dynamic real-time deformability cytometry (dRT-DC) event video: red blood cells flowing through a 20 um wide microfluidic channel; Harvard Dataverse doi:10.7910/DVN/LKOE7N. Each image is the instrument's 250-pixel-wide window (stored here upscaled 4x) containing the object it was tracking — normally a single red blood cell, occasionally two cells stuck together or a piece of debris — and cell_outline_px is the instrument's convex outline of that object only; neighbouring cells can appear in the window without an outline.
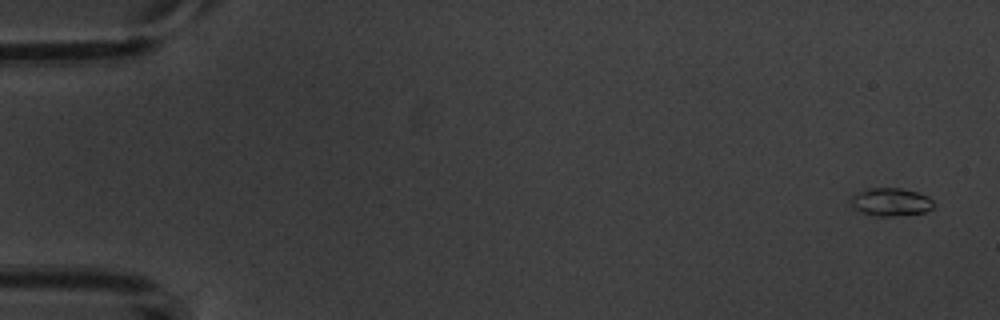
{"species": "common noctule bat (a hibernating species)", "species_latin": "Nyctalus noctula", "temperature_condition": "warm", "stored_images_in_passage": 5, "camera_frame_rate_fps": 3000, "um_per_image_px": 0.085, "animal": {"sex": "male", "body_mass_g": 20.1, "forearm_length_mm": 53.5}, "frame": {"image": 1, "passage_image": 1, "time_ms": 0.0, "image_size_px": [1000, 320], "cell_outline_px": [[932, 208], [924, 212], [892, 216], [872, 216], [860, 212], [852, 204], [852, 196], [856, 192], [868, 188], [900, 188], [920, 192], [928, 196], [932, 200]], "centroid_in_image_um": [75.71, 17.16], "position_along_channel_um": 9.3, "area_um2": 13.47}}